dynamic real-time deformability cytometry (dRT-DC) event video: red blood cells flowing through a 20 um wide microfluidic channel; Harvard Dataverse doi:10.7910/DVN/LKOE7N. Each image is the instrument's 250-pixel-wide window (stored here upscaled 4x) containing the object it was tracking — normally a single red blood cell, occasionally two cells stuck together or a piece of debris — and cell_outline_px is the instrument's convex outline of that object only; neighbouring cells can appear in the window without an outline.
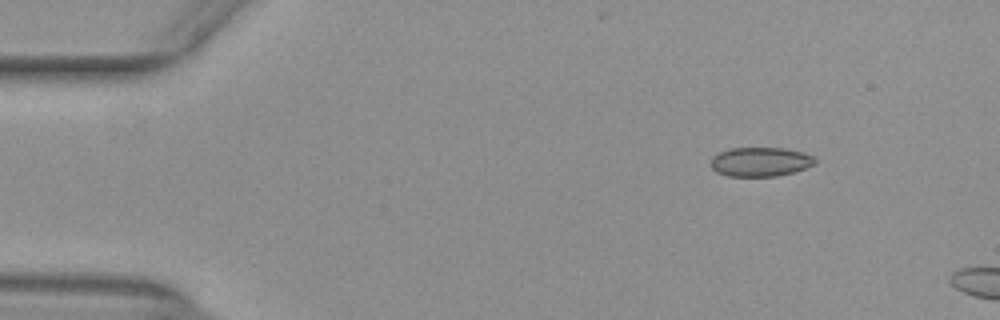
{"species": "common noctule bat (a hibernating species)", "species_latin": "Nyctalus noctula", "temperature_condition": "warm", "stored_images_in_passage": 5, "camera_frame_rate_fps": 3000, "um_per_image_px": 0.085, "animal": {"sex": "female", "body_mass_g": 29.2, "forearm_length_mm": 56.3}, "frame": {"image": 1, "passage_image": 1, "time_ms": 0.0, "image_size_px": [1000, 320], "cell_outline_px": [[816, 164], [792, 172], [776, 176], [728, 176], [716, 172], [712, 168], [712, 156], [728, 148], [784, 148], [804, 152], [812, 156], [816, 160]], "centroid_in_image_um": [64.63, 13.75], "position_along_channel_um": 20.4, "area_um2": 17.69}}